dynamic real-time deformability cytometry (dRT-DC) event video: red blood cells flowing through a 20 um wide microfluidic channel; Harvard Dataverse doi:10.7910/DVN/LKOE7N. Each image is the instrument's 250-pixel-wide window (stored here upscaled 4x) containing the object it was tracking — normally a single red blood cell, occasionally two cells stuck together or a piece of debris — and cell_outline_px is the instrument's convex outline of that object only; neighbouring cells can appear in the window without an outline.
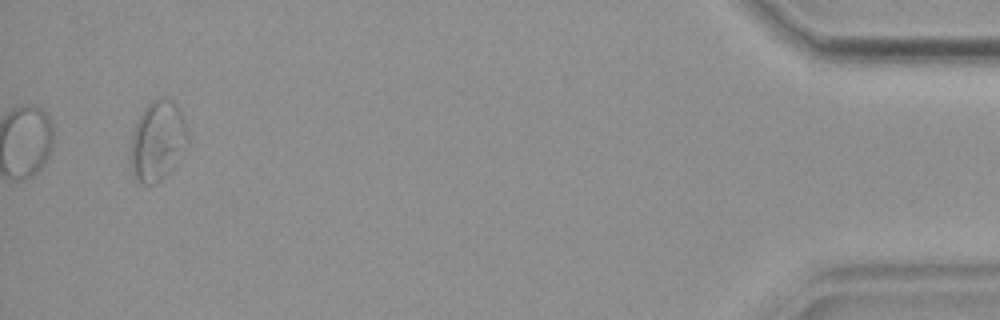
{"species": "common noctule bat (a hibernating species)", "species_latin": "Nyctalus noctula", "temperature_condition": "warm", "stored_images_in_passage": 36, "camera_frame_rate_fps": 3000, "um_per_image_px": 0.085, "animal": {"sex": "female", "body_mass_g": 19.9}, "frame": {"image": 1, "passage_image": 36, "time_ms": 11.667, "image_size_px": [1000, 320], "cell_outline_px": [[188, 144], [180, 160], [156, 184], [144, 184], [136, 180], [132, 172], [128, 156], [132, 132], [136, 120], [144, 108], [152, 100], [160, 96], [172, 100], [180, 108], [188, 128]], "centroid_in_image_um": [13.39, 11.96], "position_along_channel_um": 421.8, "area_um2": 27.51}, "authors_computed_cell_mechanics": {"area_um2": 19.1607, "velocity_mm_per_s": 3.804, "shape_relaxation_time_tau1_ms": null, "shape_relaxation_time_tau2_ms": 3.3332, "deformation_change_tau1": null, "deformation_change_tau2": 0.1028}}